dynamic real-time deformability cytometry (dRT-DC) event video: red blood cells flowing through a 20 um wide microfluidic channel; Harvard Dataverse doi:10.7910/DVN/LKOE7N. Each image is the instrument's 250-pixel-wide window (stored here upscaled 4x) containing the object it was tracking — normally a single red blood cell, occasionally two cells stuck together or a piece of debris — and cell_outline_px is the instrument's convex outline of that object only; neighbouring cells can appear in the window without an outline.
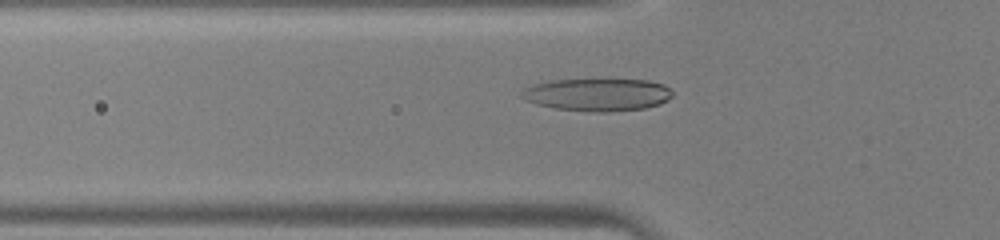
{"species": "human", "species_latin": "Homo sapiens", "temperature_condition": "warm", "stored_images_in_passage": 44, "camera_frame_rate_fps": 3000, "um_per_image_px": 0.085, "donor": {"sex": "male"}, "frame": {"image": 1, "passage_image": 16, "time_ms": 5.0, "image_size_px": [1000, 240], "cell_outline_px": [[672, 96], [668, 100], [660, 104], [644, 108], [608, 112], [588, 112], [556, 108], [536, 104], [524, 100], [520, 96], [520, 92], [524, 88], [532, 84], [548, 80], [648, 80], [664, 84], [672, 92]], "centroid_in_image_um": [50.74, 8.05], "position_along_channel_um": 75.1, "area_um2": 28.78}}
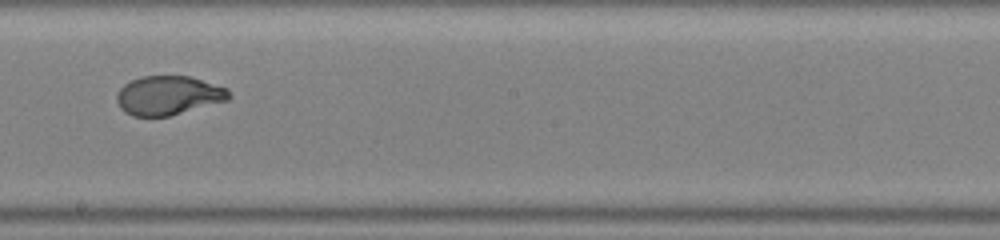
{"frame": {"image": 2, "passage_image": 26, "time_ms": 8.333, "image_size_px": [1000, 240], "cell_outline_px": [[232, 96], [228, 100], [168, 116], [132, 116], [124, 112], [120, 108], [116, 100], [116, 96], [120, 88], [124, 84], [140, 76], [188, 76], [228, 88]], "centroid_in_image_um": [14.3, 8.11], "position_along_channel_um": 233.9, "area_um2": 25.49}}
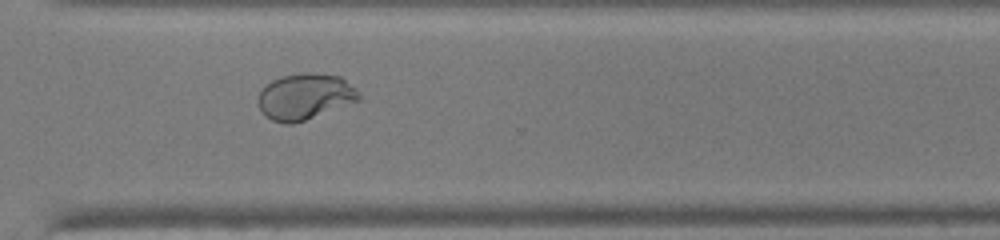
{"frame": {"image": 3, "passage_image": 33, "time_ms": 10.667, "image_size_px": [1000, 240], "cell_outline_px": [[360, 100], [304, 120], [292, 124], [284, 124], [272, 120], [264, 116], [260, 112], [256, 104], [256, 96], [264, 84], [272, 80], [284, 76], [304, 72], [308, 72], [340, 76], [356, 88], [360, 92]], "centroid_in_image_um": [25.85, 8.21], "position_along_channel_um": 344.7, "area_um2": 27.4}}